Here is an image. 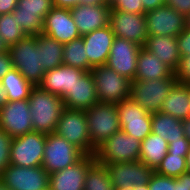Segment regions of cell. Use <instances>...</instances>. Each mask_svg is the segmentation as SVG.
<instances>
[{
  "label": "cell",
  "mask_w": 190,
  "mask_h": 190,
  "mask_svg": "<svg viewBox=\"0 0 190 190\" xmlns=\"http://www.w3.org/2000/svg\"><path fill=\"white\" fill-rule=\"evenodd\" d=\"M35 132L50 134L56 131L58 120L65 109L59 96L35 86L27 99Z\"/></svg>",
  "instance_id": "obj_1"
},
{
  "label": "cell",
  "mask_w": 190,
  "mask_h": 190,
  "mask_svg": "<svg viewBox=\"0 0 190 190\" xmlns=\"http://www.w3.org/2000/svg\"><path fill=\"white\" fill-rule=\"evenodd\" d=\"M13 68L34 86H38L45 70L40 67V45L36 36H26L14 45L8 47Z\"/></svg>",
  "instance_id": "obj_2"
},
{
  "label": "cell",
  "mask_w": 190,
  "mask_h": 190,
  "mask_svg": "<svg viewBox=\"0 0 190 190\" xmlns=\"http://www.w3.org/2000/svg\"><path fill=\"white\" fill-rule=\"evenodd\" d=\"M141 141L119 130L101 144L95 152L100 164L135 162L140 160Z\"/></svg>",
  "instance_id": "obj_3"
},
{
  "label": "cell",
  "mask_w": 190,
  "mask_h": 190,
  "mask_svg": "<svg viewBox=\"0 0 190 190\" xmlns=\"http://www.w3.org/2000/svg\"><path fill=\"white\" fill-rule=\"evenodd\" d=\"M84 111L91 144L95 149L121 130L117 104L97 103Z\"/></svg>",
  "instance_id": "obj_4"
},
{
  "label": "cell",
  "mask_w": 190,
  "mask_h": 190,
  "mask_svg": "<svg viewBox=\"0 0 190 190\" xmlns=\"http://www.w3.org/2000/svg\"><path fill=\"white\" fill-rule=\"evenodd\" d=\"M87 125L84 110L65 108L58 120L55 133L65 138L85 155H94L96 149L91 144Z\"/></svg>",
  "instance_id": "obj_5"
},
{
  "label": "cell",
  "mask_w": 190,
  "mask_h": 190,
  "mask_svg": "<svg viewBox=\"0 0 190 190\" xmlns=\"http://www.w3.org/2000/svg\"><path fill=\"white\" fill-rule=\"evenodd\" d=\"M91 73L99 103L117 104L130 97L131 80L107 65L95 66Z\"/></svg>",
  "instance_id": "obj_6"
},
{
  "label": "cell",
  "mask_w": 190,
  "mask_h": 190,
  "mask_svg": "<svg viewBox=\"0 0 190 190\" xmlns=\"http://www.w3.org/2000/svg\"><path fill=\"white\" fill-rule=\"evenodd\" d=\"M175 75L170 78L131 81L130 97L148 113L160 112L164 99L176 83Z\"/></svg>",
  "instance_id": "obj_7"
},
{
  "label": "cell",
  "mask_w": 190,
  "mask_h": 190,
  "mask_svg": "<svg viewBox=\"0 0 190 190\" xmlns=\"http://www.w3.org/2000/svg\"><path fill=\"white\" fill-rule=\"evenodd\" d=\"M85 154L65 138L53 132L46 134L42 167L48 174L77 163Z\"/></svg>",
  "instance_id": "obj_8"
},
{
  "label": "cell",
  "mask_w": 190,
  "mask_h": 190,
  "mask_svg": "<svg viewBox=\"0 0 190 190\" xmlns=\"http://www.w3.org/2000/svg\"><path fill=\"white\" fill-rule=\"evenodd\" d=\"M45 143L46 134L35 131L13 138L10 164L26 168L41 166Z\"/></svg>",
  "instance_id": "obj_9"
},
{
  "label": "cell",
  "mask_w": 190,
  "mask_h": 190,
  "mask_svg": "<svg viewBox=\"0 0 190 190\" xmlns=\"http://www.w3.org/2000/svg\"><path fill=\"white\" fill-rule=\"evenodd\" d=\"M121 130L135 139L143 141L151 132V117L143 107L131 97L117 103Z\"/></svg>",
  "instance_id": "obj_10"
},
{
  "label": "cell",
  "mask_w": 190,
  "mask_h": 190,
  "mask_svg": "<svg viewBox=\"0 0 190 190\" xmlns=\"http://www.w3.org/2000/svg\"><path fill=\"white\" fill-rule=\"evenodd\" d=\"M0 179L11 190L49 189V174L42 166L26 168L9 164Z\"/></svg>",
  "instance_id": "obj_11"
},
{
  "label": "cell",
  "mask_w": 190,
  "mask_h": 190,
  "mask_svg": "<svg viewBox=\"0 0 190 190\" xmlns=\"http://www.w3.org/2000/svg\"><path fill=\"white\" fill-rule=\"evenodd\" d=\"M53 7L52 0H18L12 14L26 35L36 36L42 33L45 16Z\"/></svg>",
  "instance_id": "obj_12"
},
{
  "label": "cell",
  "mask_w": 190,
  "mask_h": 190,
  "mask_svg": "<svg viewBox=\"0 0 190 190\" xmlns=\"http://www.w3.org/2000/svg\"><path fill=\"white\" fill-rule=\"evenodd\" d=\"M109 24L116 37H120L141 47L148 37L145 13L136 14L110 10Z\"/></svg>",
  "instance_id": "obj_13"
},
{
  "label": "cell",
  "mask_w": 190,
  "mask_h": 190,
  "mask_svg": "<svg viewBox=\"0 0 190 190\" xmlns=\"http://www.w3.org/2000/svg\"><path fill=\"white\" fill-rule=\"evenodd\" d=\"M148 36L177 37L186 28V17L168 5L145 13Z\"/></svg>",
  "instance_id": "obj_14"
},
{
  "label": "cell",
  "mask_w": 190,
  "mask_h": 190,
  "mask_svg": "<svg viewBox=\"0 0 190 190\" xmlns=\"http://www.w3.org/2000/svg\"><path fill=\"white\" fill-rule=\"evenodd\" d=\"M0 129L11 138L34 131L28 100L8 101L0 109Z\"/></svg>",
  "instance_id": "obj_15"
},
{
  "label": "cell",
  "mask_w": 190,
  "mask_h": 190,
  "mask_svg": "<svg viewBox=\"0 0 190 190\" xmlns=\"http://www.w3.org/2000/svg\"><path fill=\"white\" fill-rule=\"evenodd\" d=\"M102 165L106 167L110 181L115 189L148 184L154 172L153 169L140 160Z\"/></svg>",
  "instance_id": "obj_16"
},
{
  "label": "cell",
  "mask_w": 190,
  "mask_h": 190,
  "mask_svg": "<svg viewBox=\"0 0 190 190\" xmlns=\"http://www.w3.org/2000/svg\"><path fill=\"white\" fill-rule=\"evenodd\" d=\"M140 49L141 46L115 36L106 65L121 76L133 81Z\"/></svg>",
  "instance_id": "obj_17"
},
{
  "label": "cell",
  "mask_w": 190,
  "mask_h": 190,
  "mask_svg": "<svg viewBox=\"0 0 190 190\" xmlns=\"http://www.w3.org/2000/svg\"><path fill=\"white\" fill-rule=\"evenodd\" d=\"M42 33L62 44L81 37L70 9L55 6L45 16Z\"/></svg>",
  "instance_id": "obj_18"
},
{
  "label": "cell",
  "mask_w": 190,
  "mask_h": 190,
  "mask_svg": "<svg viewBox=\"0 0 190 190\" xmlns=\"http://www.w3.org/2000/svg\"><path fill=\"white\" fill-rule=\"evenodd\" d=\"M95 162V155H84L77 163L49 174V189L84 190L86 173Z\"/></svg>",
  "instance_id": "obj_19"
},
{
  "label": "cell",
  "mask_w": 190,
  "mask_h": 190,
  "mask_svg": "<svg viewBox=\"0 0 190 190\" xmlns=\"http://www.w3.org/2000/svg\"><path fill=\"white\" fill-rule=\"evenodd\" d=\"M115 35L110 24L82 35L91 68L106 65Z\"/></svg>",
  "instance_id": "obj_20"
},
{
  "label": "cell",
  "mask_w": 190,
  "mask_h": 190,
  "mask_svg": "<svg viewBox=\"0 0 190 190\" xmlns=\"http://www.w3.org/2000/svg\"><path fill=\"white\" fill-rule=\"evenodd\" d=\"M111 7L108 5H82L70 8L80 35H84L109 24Z\"/></svg>",
  "instance_id": "obj_21"
},
{
  "label": "cell",
  "mask_w": 190,
  "mask_h": 190,
  "mask_svg": "<svg viewBox=\"0 0 190 190\" xmlns=\"http://www.w3.org/2000/svg\"><path fill=\"white\" fill-rule=\"evenodd\" d=\"M85 71L79 68L60 65L45 72L38 87L63 98L75 85L77 78Z\"/></svg>",
  "instance_id": "obj_22"
},
{
  "label": "cell",
  "mask_w": 190,
  "mask_h": 190,
  "mask_svg": "<svg viewBox=\"0 0 190 190\" xmlns=\"http://www.w3.org/2000/svg\"><path fill=\"white\" fill-rule=\"evenodd\" d=\"M62 99L65 108L77 110H87L99 103L92 73L85 71L78 77L73 88Z\"/></svg>",
  "instance_id": "obj_23"
},
{
  "label": "cell",
  "mask_w": 190,
  "mask_h": 190,
  "mask_svg": "<svg viewBox=\"0 0 190 190\" xmlns=\"http://www.w3.org/2000/svg\"><path fill=\"white\" fill-rule=\"evenodd\" d=\"M143 47L155 54L173 72L177 70L180 62L177 37L148 36Z\"/></svg>",
  "instance_id": "obj_24"
},
{
  "label": "cell",
  "mask_w": 190,
  "mask_h": 190,
  "mask_svg": "<svg viewBox=\"0 0 190 190\" xmlns=\"http://www.w3.org/2000/svg\"><path fill=\"white\" fill-rule=\"evenodd\" d=\"M174 72L167 67L155 54L141 47L137 56V70L134 80L146 81L170 78Z\"/></svg>",
  "instance_id": "obj_25"
},
{
  "label": "cell",
  "mask_w": 190,
  "mask_h": 190,
  "mask_svg": "<svg viewBox=\"0 0 190 190\" xmlns=\"http://www.w3.org/2000/svg\"><path fill=\"white\" fill-rule=\"evenodd\" d=\"M161 113L171 115L181 121L190 117V93L188 84L176 82L164 99Z\"/></svg>",
  "instance_id": "obj_26"
},
{
  "label": "cell",
  "mask_w": 190,
  "mask_h": 190,
  "mask_svg": "<svg viewBox=\"0 0 190 190\" xmlns=\"http://www.w3.org/2000/svg\"><path fill=\"white\" fill-rule=\"evenodd\" d=\"M168 153V142L160 135L150 133L141 141L140 161L155 170Z\"/></svg>",
  "instance_id": "obj_27"
},
{
  "label": "cell",
  "mask_w": 190,
  "mask_h": 190,
  "mask_svg": "<svg viewBox=\"0 0 190 190\" xmlns=\"http://www.w3.org/2000/svg\"><path fill=\"white\" fill-rule=\"evenodd\" d=\"M151 130L152 133L164 138L168 144L180 138H186L182 121L161 112L152 113Z\"/></svg>",
  "instance_id": "obj_28"
},
{
  "label": "cell",
  "mask_w": 190,
  "mask_h": 190,
  "mask_svg": "<svg viewBox=\"0 0 190 190\" xmlns=\"http://www.w3.org/2000/svg\"><path fill=\"white\" fill-rule=\"evenodd\" d=\"M36 42L40 45V67L45 72L63 64L64 44L44 35H36Z\"/></svg>",
  "instance_id": "obj_29"
},
{
  "label": "cell",
  "mask_w": 190,
  "mask_h": 190,
  "mask_svg": "<svg viewBox=\"0 0 190 190\" xmlns=\"http://www.w3.org/2000/svg\"><path fill=\"white\" fill-rule=\"evenodd\" d=\"M1 85L7 92L8 101H20L28 99L31 90L35 87L27 81L21 73L12 68L1 80Z\"/></svg>",
  "instance_id": "obj_30"
},
{
  "label": "cell",
  "mask_w": 190,
  "mask_h": 190,
  "mask_svg": "<svg viewBox=\"0 0 190 190\" xmlns=\"http://www.w3.org/2000/svg\"><path fill=\"white\" fill-rule=\"evenodd\" d=\"M63 64L91 72L82 36L64 44Z\"/></svg>",
  "instance_id": "obj_31"
},
{
  "label": "cell",
  "mask_w": 190,
  "mask_h": 190,
  "mask_svg": "<svg viewBox=\"0 0 190 190\" xmlns=\"http://www.w3.org/2000/svg\"><path fill=\"white\" fill-rule=\"evenodd\" d=\"M84 190H115L104 165L95 162L88 169Z\"/></svg>",
  "instance_id": "obj_32"
},
{
  "label": "cell",
  "mask_w": 190,
  "mask_h": 190,
  "mask_svg": "<svg viewBox=\"0 0 190 190\" xmlns=\"http://www.w3.org/2000/svg\"><path fill=\"white\" fill-rule=\"evenodd\" d=\"M0 36L7 47H10L22 40L27 35L18 25L12 13L0 15Z\"/></svg>",
  "instance_id": "obj_33"
},
{
  "label": "cell",
  "mask_w": 190,
  "mask_h": 190,
  "mask_svg": "<svg viewBox=\"0 0 190 190\" xmlns=\"http://www.w3.org/2000/svg\"><path fill=\"white\" fill-rule=\"evenodd\" d=\"M154 171L163 176L179 177L187 172L186 156L167 153Z\"/></svg>",
  "instance_id": "obj_34"
},
{
  "label": "cell",
  "mask_w": 190,
  "mask_h": 190,
  "mask_svg": "<svg viewBox=\"0 0 190 190\" xmlns=\"http://www.w3.org/2000/svg\"><path fill=\"white\" fill-rule=\"evenodd\" d=\"M11 138L5 131L0 129V177L5 168L10 164Z\"/></svg>",
  "instance_id": "obj_35"
},
{
  "label": "cell",
  "mask_w": 190,
  "mask_h": 190,
  "mask_svg": "<svg viewBox=\"0 0 190 190\" xmlns=\"http://www.w3.org/2000/svg\"><path fill=\"white\" fill-rule=\"evenodd\" d=\"M148 186L149 190H176V178L163 176L154 171Z\"/></svg>",
  "instance_id": "obj_36"
},
{
  "label": "cell",
  "mask_w": 190,
  "mask_h": 190,
  "mask_svg": "<svg viewBox=\"0 0 190 190\" xmlns=\"http://www.w3.org/2000/svg\"><path fill=\"white\" fill-rule=\"evenodd\" d=\"M111 10H119L129 13H146L142 0H116L111 6Z\"/></svg>",
  "instance_id": "obj_37"
},
{
  "label": "cell",
  "mask_w": 190,
  "mask_h": 190,
  "mask_svg": "<svg viewBox=\"0 0 190 190\" xmlns=\"http://www.w3.org/2000/svg\"><path fill=\"white\" fill-rule=\"evenodd\" d=\"M174 75L178 83L190 84V55L180 57V62Z\"/></svg>",
  "instance_id": "obj_38"
},
{
  "label": "cell",
  "mask_w": 190,
  "mask_h": 190,
  "mask_svg": "<svg viewBox=\"0 0 190 190\" xmlns=\"http://www.w3.org/2000/svg\"><path fill=\"white\" fill-rule=\"evenodd\" d=\"M190 149V141L187 138L172 141L168 144V153L187 156Z\"/></svg>",
  "instance_id": "obj_39"
},
{
  "label": "cell",
  "mask_w": 190,
  "mask_h": 190,
  "mask_svg": "<svg viewBox=\"0 0 190 190\" xmlns=\"http://www.w3.org/2000/svg\"><path fill=\"white\" fill-rule=\"evenodd\" d=\"M180 57L190 55V29L187 27L177 36Z\"/></svg>",
  "instance_id": "obj_40"
},
{
  "label": "cell",
  "mask_w": 190,
  "mask_h": 190,
  "mask_svg": "<svg viewBox=\"0 0 190 190\" xmlns=\"http://www.w3.org/2000/svg\"><path fill=\"white\" fill-rule=\"evenodd\" d=\"M165 5L175 9L184 17L190 14V0H165Z\"/></svg>",
  "instance_id": "obj_41"
},
{
  "label": "cell",
  "mask_w": 190,
  "mask_h": 190,
  "mask_svg": "<svg viewBox=\"0 0 190 190\" xmlns=\"http://www.w3.org/2000/svg\"><path fill=\"white\" fill-rule=\"evenodd\" d=\"M13 68L9 52L0 53V80Z\"/></svg>",
  "instance_id": "obj_42"
},
{
  "label": "cell",
  "mask_w": 190,
  "mask_h": 190,
  "mask_svg": "<svg viewBox=\"0 0 190 190\" xmlns=\"http://www.w3.org/2000/svg\"><path fill=\"white\" fill-rule=\"evenodd\" d=\"M176 190H190V173L186 172L176 177Z\"/></svg>",
  "instance_id": "obj_43"
},
{
  "label": "cell",
  "mask_w": 190,
  "mask_h": 190,
  "mask_svg": "<svg viewBox=\"0 0 190 190\" xmlns=\"http://www.w3.org/2000/svg\"><path fill=\"white\" fill-rule=\"evenodd\" d=\"M18 5V0H0V15L12 13Z\"/></svg>",
  "instance_id": "obj_44"
},
{
  "label": "cell",
  "mask_w": 190,
  "mask_h": 190,
  "mask_svg": "<svg viewBox=\"0 0 190 190\" xmlns=\"http://www.w3.org/2000/svg\"><path fill=\"white\" fill-rule=\"evenodd\" d=\"M52 1L55 7L68 8V9L81 4V0H52Z\"/></svg>",
  "instance_id": "obj_45"
},
{
  "label": "cell",
  "mask_w": 190,
  "mask_h": 190,
  "mask_svg": "<svg viewBox=\"0 0 190 190\" xmlns=\"http://www.w3.org/2000/svg\"><path fill=\"white\" fill-rule=\"evenodd\" d=\"M142 3L144 10L147 12L163 6L165 4V0H142Z\"/></svg>",
  "instance_id": "obj_46"
},
{
  "label": "cell",
  "mask_w": 190,
  "mask_h": 190,
  "mask_svg": "<svg viewBox=\"0 0 190 190\" xmlns=\"http://www.w3.org/2000/svg\"><path fill=\"white\" fill-rule=\"evenodd\" d=\"M8 102L7 92L0 82V109Z\"/></svg>",
  "instance_id": "obj_47"
},
{
  "label": "cell",
  "mask_w": 190,
  "mask_h": 190,
  "mask_svg": "<svg viewBox=\"0 0 190 190\" xmlns=\"http://www.w3.org/2000/svg\"><path fill=\"white\" fill-rule=\"evenodd\" d=\"M184 135L190 141V117L182 121Z\"/></svg>",
  "instance_id": "obj_48"
},
{
  "label": "cell",
  "mask_w": 190,
  "mask_h": 190,
  "mask_svg": "<svg viewBox=\"0 0 190 190\" xmlns=\"http://www.w3.org/2000/svg\"><path fill=\"white\" fill-rule=\"evenodd\" d=\"M82 5H107L106 0H81Z\"/></svg>",
  "instance_id": "obj_49"
},
{
  "label": "cell",
  "mask_w": 190,
  "mask_h": 190,
  "mask_svg": "<svg viewBox=\"0 0 190 190\" xmlns=\"http://www.w3.org/2000/svg\"><path fill=\"white\" fill-rule=\"evenodd\" d=\"M7 51H8V47L4 43L2 37L0 36V53L7 52Z\"/></svg>",
  "instance_id": "obj_50"
},
{
  "label": "cell",
  "mask_w": 190,
  "mask_h": 190,
  "mask_svg": "<svg viewBox=\"0 0 190 190\" xmlns=\"http://www.w3.org/2000/svg\"><path fill=\"white\" fill-rule=\"evenodd\" d=\"M134 190H149V186H148V184L137 185L134 187Z\"/></svg>",
  "instance_id": "obj_51"
},
{
  "label": "cell",
  "mask_w": 190,
  "mask_h": 190,
  "mask_svg": "<svg viewBox=\"0 0 190 190\" xmlns=\"http://www.w3.org/2000/svg\"><path fill=\"white\" fill-rule=\"evenodd\" d=\"M186 165H187V172L190 173V149H189L188 154L186 156Z\"/></svg>",
  "instance_id": "obj_52"
},
{
  "label": "cell",
  "mask_w": 190,
  "mask_h": 190,
  "mask_svg": "<svg viewBox=\"0 0 190 190\" xmlns=\"http://www.w3.org/2000/svg\"><path fill=\"white\" fill-rule=\"evenodd\" d=\"M0 190H11L4 182L0 179Z\"/></svg>",
  "instance_id": "obj_53"
},
{
  "label": "cell",
  "mask_w": 190,
  "mask_h": 190,
  "mask_svg": "<svg viewBox=\"0 0 190 190\" xmlns=\"http://www.w3.org/2000/svg\"><path fill=\"white\" fill-rule=\"evenodd\" d=\"M186 27L190 29V14L186 17Z\"/></svg>",
  "instance_id": "obj_54"
},
{
  "label": "cell",
  "mask_w": 190,
  "mask_h": 190,
  "mask_svg": "<svg viewBox=\"0 0 190 190\" xmlns=\"http://www.w3.org/2000/svg\"><path fill=\"white\" fill-rule=\"evenodd\" d=\"M115 190H134V187H123V188L115 189Z\"/></svg>",
  "instance_id": "obj_55"
},
{
  "label": "cell",
  "mask_w": 190,
  "mask_h": 190,
  "mask_svg": "<svg viewBox=\"0 0 190 190\" xmlns=\"http://www.w3.org/2000/svg\"><path fill=\"white\" fill-rule=\"evenodd\" d=\"M116 0H106V4L111 6Z\"/></svg>",
  "instance_id": "obj_56"
}]
</instances>
